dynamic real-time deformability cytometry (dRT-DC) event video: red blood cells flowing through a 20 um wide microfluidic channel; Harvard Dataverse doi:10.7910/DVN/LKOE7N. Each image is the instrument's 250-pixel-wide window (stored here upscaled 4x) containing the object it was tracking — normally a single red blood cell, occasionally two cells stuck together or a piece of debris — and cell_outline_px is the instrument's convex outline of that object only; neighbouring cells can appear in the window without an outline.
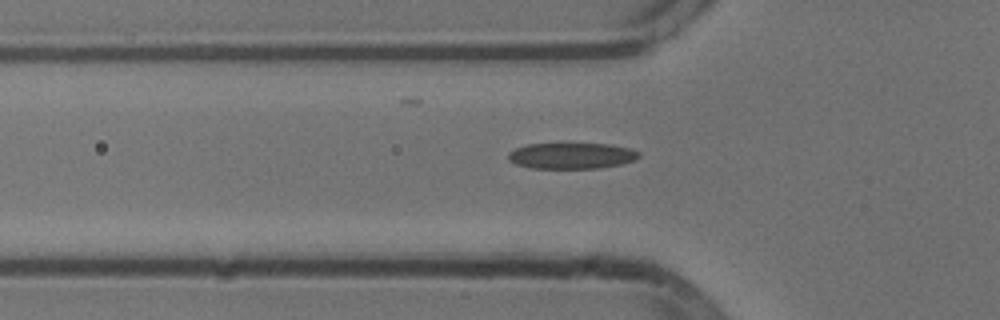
{"species": "common noctule bat (a hibernating species)", "species_latin": "Nyctalus noctula", "temperature_condition": "cold", "stored_images_in_passage": 38, "camera_frame_rate_fps": 3000, "um_per_image_px": 0.085, "animal": {"sex": "male", "body_mass_g": 13.3}, "frame": {"image": 1, "passage_image": 6, "time_ms": 1.667, "image_size_px": [1000, 320], "cell_outline_px": [[640, 156], [636, 160], [624, 164], [600, 168], [532, 168], [516, 164], [508, 160], [508, 152], [516, 148], [528, 144], [608, 144], [628, 148], [640, 152]], "centroid_in_image_um": [48.61, 13.25], "position_along_channel_um": 77.2, "area_um2": 19.83}}
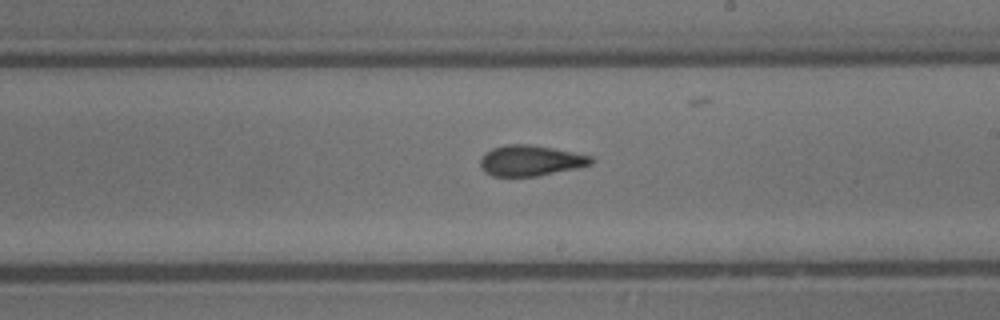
{"frame": {"image": 2, "passage_image": 19, "time_ms": 6.0, "image_size_px": [1000, 320], "cell_outline_px": [[596, 160], [592, 164], [580, 168], [536, 176], [492, 176], [484, 172], [480, 164], [480, 160], [484, 152], [492, 148], [504, 144], [532, 144], [592, 156]], "centroid_in_image_um": [45.11, 13.65], "position_along_channel_um": 243.9, "area_um2": 20.06}}
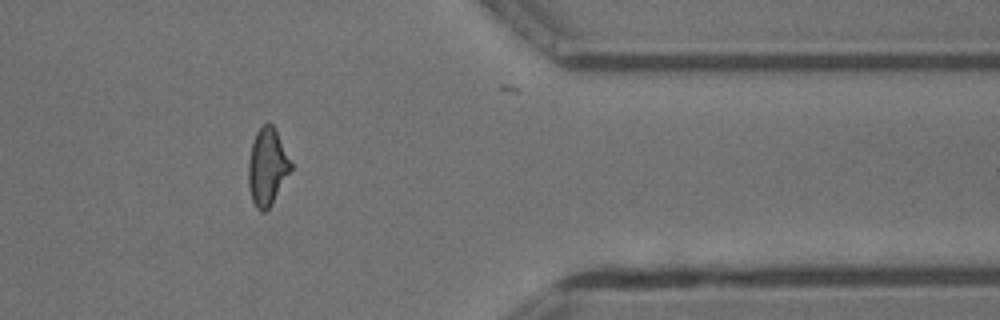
{"frame": {"image": 3, "passage_image": 32, "time_ms": 10.333, "image_size_px": [1000, 320], "cell_outline_px": [[292, 168], [272, 204], [264, 212], [260, 212], [256, 208], [252, 200], [248, 184], [248, 160], [252, 144], [256, 132], [264, 124], [272, 124], [292, 164]], "centroid_in_image_um": [22.7, 14.22], "position_along_channel_um": 388.7, "area_um2": 18.79}, "authors_computed_cell_mechanics": {"area_um2": 19.5364, "velocity_mm_per_s": 3.8238, "shape_relaxation_time_tau1_ms": 4.8903, "shape_relaxation_time_tau2_ms": 2.6789, "deformation_change_tau1": 0.1669, "deformation_change_tau2": 0.1206}}